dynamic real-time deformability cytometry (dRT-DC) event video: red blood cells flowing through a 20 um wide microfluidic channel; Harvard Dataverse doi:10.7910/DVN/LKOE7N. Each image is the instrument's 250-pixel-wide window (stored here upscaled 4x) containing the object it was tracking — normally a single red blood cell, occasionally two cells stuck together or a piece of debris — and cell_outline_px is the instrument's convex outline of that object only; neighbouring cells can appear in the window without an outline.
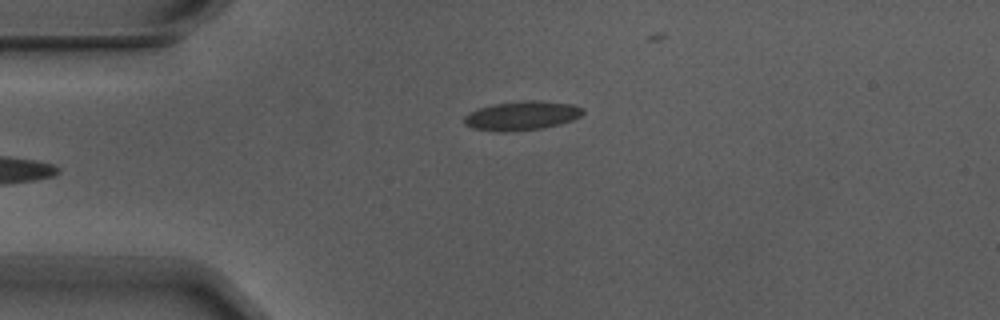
{"species": "Egyptian fruit bat (a non-hibernating species)", "species_latin": "Rousettus aegyptiacus", "temperature_condition": "warm", "stored_images_in_passage": 4, "camera_frame_rate_fps": 3000, "um_per_image_px": 0.085, "animal": {"sex": "male"}, "frame": {"image": 1, "passage_image": 4, "time_ms": 1.0, "image_size_px": [1000, 320], "cell_outline_px": [[584, 112], [580, 116], [572, 120], [560, 124], [544, 128], [504, 132], [472, 128], [464, 124], [464, 116], [480, 108], [492, 104], [520, 100], [540, 100], [572, 104], [584, 108]], "centroid_in_image_um": [44.38, 9.82], "position_along_channel_um": 40.6, "area_um2": 20.17}}